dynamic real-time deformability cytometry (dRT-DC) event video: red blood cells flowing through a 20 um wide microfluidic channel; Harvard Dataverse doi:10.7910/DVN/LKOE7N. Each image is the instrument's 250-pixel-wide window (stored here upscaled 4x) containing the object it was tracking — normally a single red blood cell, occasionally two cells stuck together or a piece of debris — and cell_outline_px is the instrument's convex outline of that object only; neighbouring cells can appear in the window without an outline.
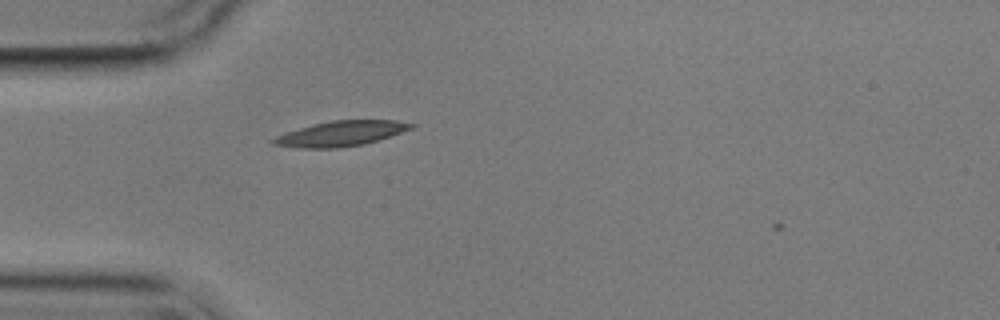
{"species": "common noctule bat (a hibernating species)", "species_latin": "Nyctalus noctula", "temperature_condition": "cold", "stored_images_in_passage": 1, "camera_frame_rate_fps": 3000, "um_per_image_px": 0.085, "animal": {"sex": "male", "body_mass_g": 17.9}, "frame": {"image": 1, "passage_image": 1, "time_ms": 0.0, "image_size_px": [1000, 320], "cell_outline_px": [[416, 124], [412, 128], [364, 144], [336, 148], [300, 148], [272, 144], [268, 140], [284, 132], [312, 124], [332, 120], [396, 120]], "centroid_in_image_um": [28.89, 11.35], "position_along_channel_um": 56.1, "area_um2": 20.11}}